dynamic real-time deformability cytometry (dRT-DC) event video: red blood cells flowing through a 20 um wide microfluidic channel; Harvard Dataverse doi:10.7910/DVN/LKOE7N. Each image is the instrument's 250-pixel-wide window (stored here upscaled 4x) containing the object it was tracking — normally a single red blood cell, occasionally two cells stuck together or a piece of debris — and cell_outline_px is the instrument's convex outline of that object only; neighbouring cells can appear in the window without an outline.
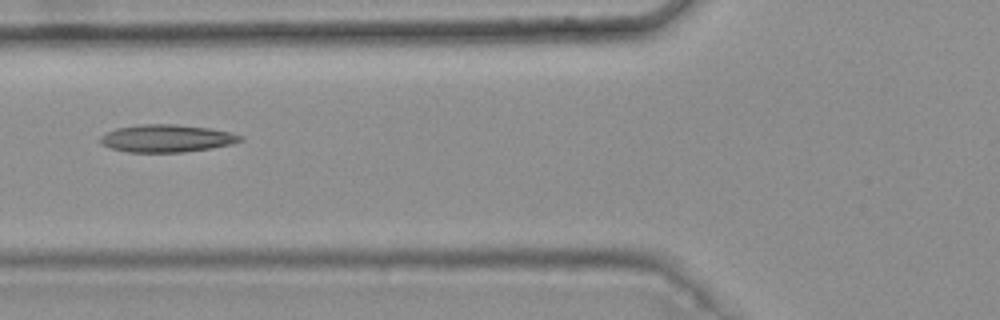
{"species": "common noctule bat (a hibernating species)", "species_latin": "Nyctalus noctula", "temperature_condition": "warm", "stored_images_in_passage": 8, "camera_frame_rate_fps": 3000, "um_per_image_px": 0.085, "animal": {"sex": "female", "body_mass_g": 25.1}, "frame": {"image": 1, "passage_image": 5, "time_ms": 1.333, "image_size_px": [1000, 320], "cell_outline_px": [[244, 140], [232, 144], [212, 148], [184, 152], [128, 152], [112, 148], [104, 144], [100, 140], [100, 136], [116, 128], [140, 124], [176, 124], [208, 128], [232, 132], [244, 136]], "centroid_in_image_um": [14.23, 11.76], "position_along_channel_um": 111.6, "area_um2": 22.48}}
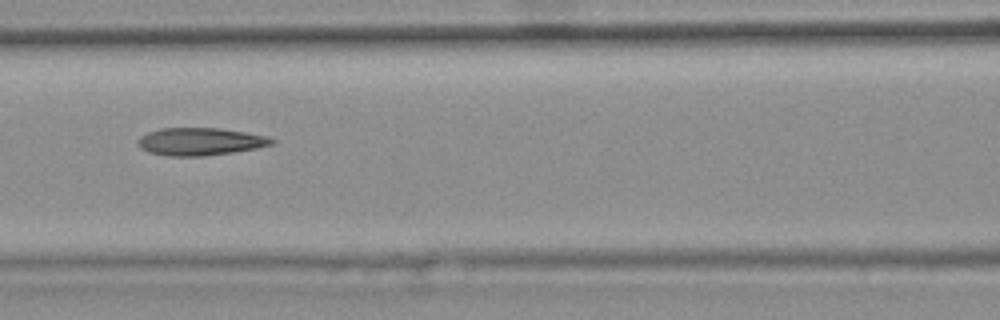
{"frame": {"image": 2, "passage_image": 6, "time_ms": 1.667, "image_size_px": [1000, 320], "cell_outline_px": [[276, 140], [272, 144], [256, 148], [232, 152], [204, 156], [168, 156], [148, 152], [140, 148], [136, 140], [140, 136], [148, 132], [160, 128], [220, 128], [268, 136]], "centroid_in_image_um": [16.98, 12.03], "position_along_channel_um": 149.6, "area_um2": 21.56}}